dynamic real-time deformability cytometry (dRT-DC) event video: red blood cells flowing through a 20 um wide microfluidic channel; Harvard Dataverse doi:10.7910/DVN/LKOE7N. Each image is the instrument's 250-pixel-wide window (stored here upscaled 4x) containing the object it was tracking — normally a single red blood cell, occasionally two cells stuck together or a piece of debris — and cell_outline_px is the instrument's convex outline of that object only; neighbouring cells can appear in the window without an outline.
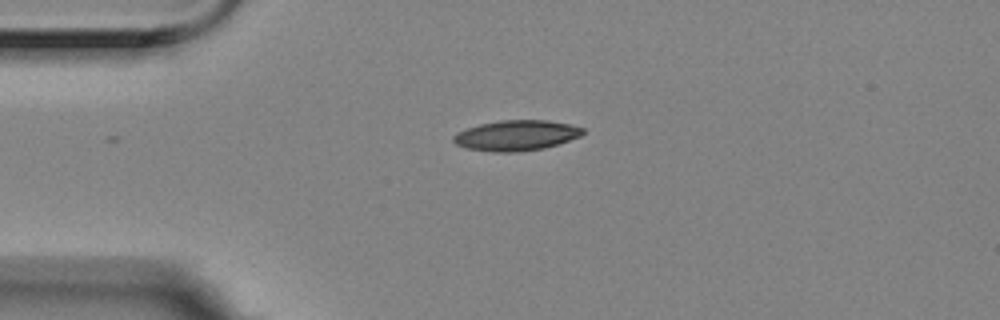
{"species": "Egyptian fruit bat (a non-hibernating species)", "species_latin": "Rousettus aegyptiacus", "temperature_condition": "room temperature", "stored_images_in_passage": 40, "camera_frame_rate_fps": 3000, "um_per_image_px": 0.085, "animal": {"sex": "female"}, "frame": {"image": 1, "passage_image": 1, "time_ms": 0.0, "image_size_px": [1000, 320], "cell_outline_px": [[584, 132], [580, 136], [544, 148], [516, 152], [492, 152], [464, 148], [456, 144], [452, 140], [452, 136], [456, 132], [480, 124], [500, 120], [548, 120], [568, 124], [584, 128]], "centroid_in_image_um": [43.83, 11.51], "position_along_channel_um": 41.2, "area_um2": 22.89}}
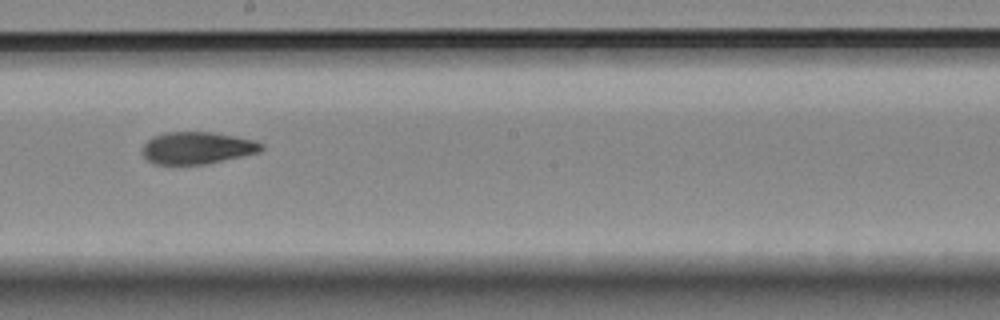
{"frame": {"image": 2, "passage_image": 19, "time_ms": 6.0, "image_size_px": [1000, 320], "cell_outline_px": [[264, 148], [260, 152], [204, 164], [152, 164], [140, 152], [144, 144], [152, 136], [164, 132], [212, 132], [236, 136], [256, 140], [264, 144]], "centroid_in_image_um": [16.75, 12.56], "position_along_channel_um": 231.4, "area_um2": 22.43}}
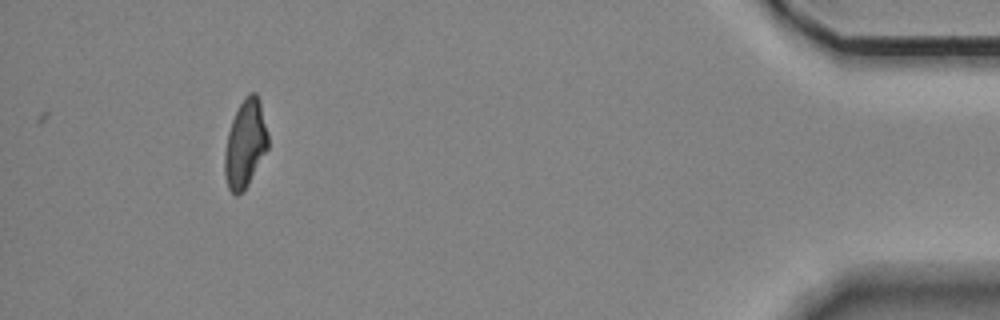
{"frame": {"image": 3, "passage_image": 40, "time_ms": 13.0, "image_size_px": [1000, 320], "cell_outline_px": [[268, 148], [248, 184], [236, 196], [228, 188], [224, 172], [224, 152], [228, 132], [232, 120], [244, 96], [248, 92], [256, 92], [260, 100], [268, 132]], "centroid_in_image_um": [20.85, 12.18], "position_along_channel_um": 414.4, "area_um2": 22.14}, "authors_computed_cell_mechanics": {"area_um2": 22.6287, "velocity_mm_per_s": 3.5315, "shape_relaxation_time_tau1_ms": 8.5751, "shape_relaxation_time_tau2_ms": 2.3865, "deformation_change_tau1": 0.2164, "deformation_change_tau2": 0.0731}}